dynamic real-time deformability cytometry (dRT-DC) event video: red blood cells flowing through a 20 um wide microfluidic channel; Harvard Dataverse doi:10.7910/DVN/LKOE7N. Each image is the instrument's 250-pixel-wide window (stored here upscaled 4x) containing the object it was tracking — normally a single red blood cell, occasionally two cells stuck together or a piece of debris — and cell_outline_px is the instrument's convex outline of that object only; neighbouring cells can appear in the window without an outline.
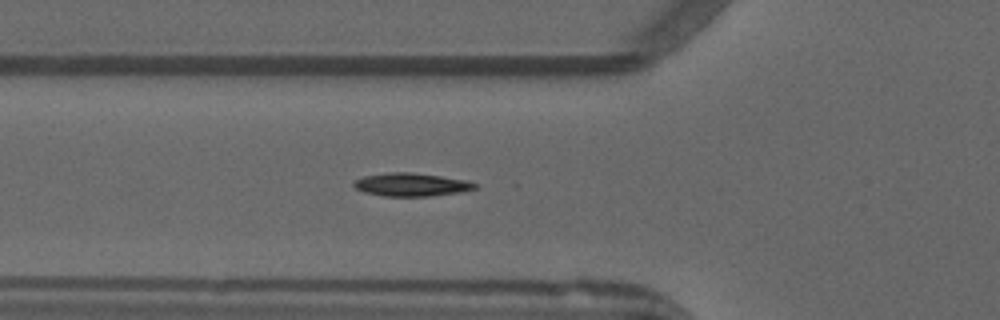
{"species": "common noctule bat (a hibernating species)", "species_latin": "Nyctalus noctula", "temperature_condition": "warm", "stored_images_in_passage": 40, "camera_frame_rate_fps": 3000, "um_per_image_px": 0.085, "animal": {"sex": "male", "forearm_length_mm": 52.5}, "frame": {"image": 1, "passage_image": 6, "time_ms": 1.667, "image_size_px": [1000, 320], "cell_outline_px": [[476, 188], [460, 192], [428, 196], [384, 196], [364, 192], [356, 188], [352, 184], [356, 180], [364, 176], [388, 172], [412, 172], [468, 180], [476, 184]], "centroid_in_image_um": [34.95, 15.69], "position_along_channel_um": 90.8, "area_um2": 16.24}}
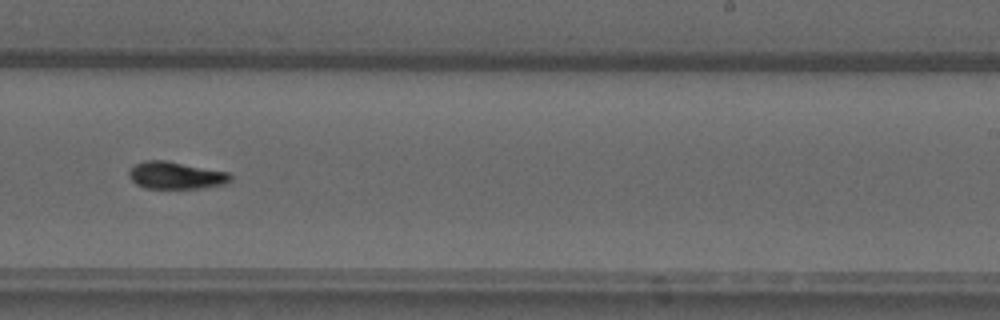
{"frame": {"image": 2, "passage_image": 20, "time_ms": 6.333, "image_size_px": [1000, 320], "cell_outline_px": [[232, 180], [228, 184], [204, 188], [144, 188], [136, 184], [128, 176], [128, 172], [136, 164], [144, 160], [164, 160], [228, 172], [232, 176]], "centroid_in_image_um": [14.97, 14.92], "position_along_channel_um": 274.0, "area_um2": 16.18}}
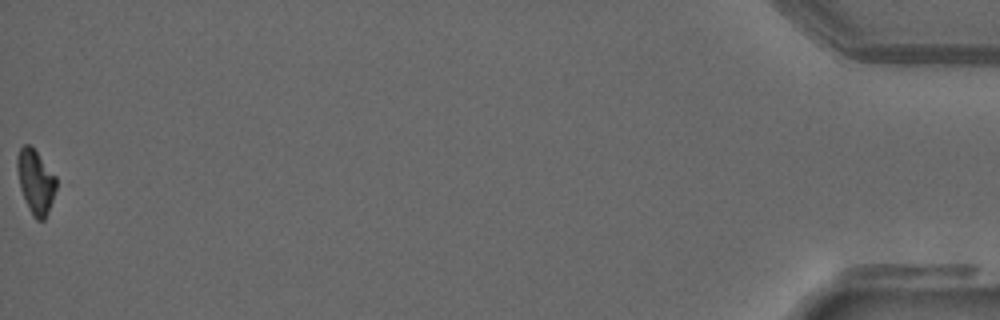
{"frame": {"image": 3, "passage_image": 40, "time_ms": 13.0, "image_size_px": [1000, 320], "cell_outline_px": [[56, 188], [48, 212], [44, 220], [36, 220], [32, 216], [20, 188], [16, 168], [16, 156], [20, 148], [24, 144], [28, 144], [36, 152], [56, 176]], "centroid_in_image_um": [3.0, 15.45], "position_along_channel_um": 432.2, "area_um2": 14.45}, "authors_computed_cell_mechanics": {"area_um2": 15.9817, "velocity_mm_per_s": 3.9297, "shape_relaxation_time_tau1_ms": 9.7685, "shape_relaxation_time_tau2_ms": 2.4483, "deformation_change_tau1": 0.2896, "deformation_change_tau2": 0.08}}